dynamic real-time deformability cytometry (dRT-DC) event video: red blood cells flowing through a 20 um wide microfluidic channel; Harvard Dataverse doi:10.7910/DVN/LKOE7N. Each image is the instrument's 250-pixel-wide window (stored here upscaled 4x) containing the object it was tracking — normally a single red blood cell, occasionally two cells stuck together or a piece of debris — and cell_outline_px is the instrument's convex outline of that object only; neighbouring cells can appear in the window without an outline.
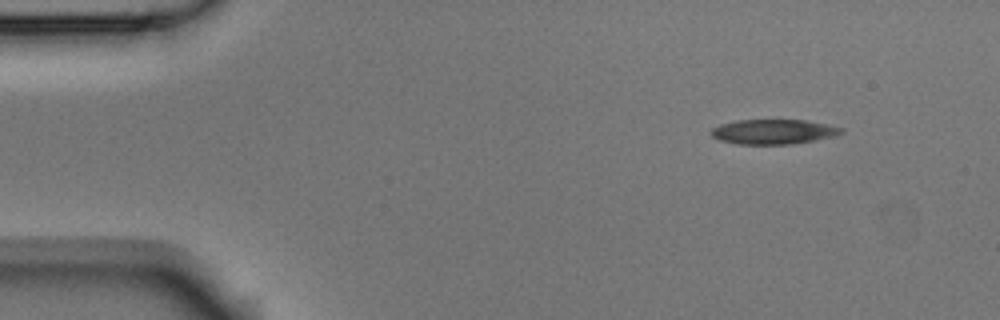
{"species": "Egyptian fruit bat (a non-hibernating species)", "species_latin": "Rousettus aegyptiacus", "temperature_condition": "room temperature", "stored_images_in_passage": 9, "camera_frame_rate_fps": 3000, "um_per_image_px": 0.085, "animal": {"sex": "male"}, "frame": {"image": 1, "passage_image": 1, "time_ms": 0.0, "image_size_px": [1000, 320], "cell_outline_px": [[844, 132], [836, 136], [792, 144], [736, 144], [720, 140], [712, 136], [712, 128], [720, 124], [736, 120], [804, 120], [844, 128]], "centroid_in_image_um": [65.75, 11.2], "position_along_channel_um": 19.3, "area_um2": 18.73}}
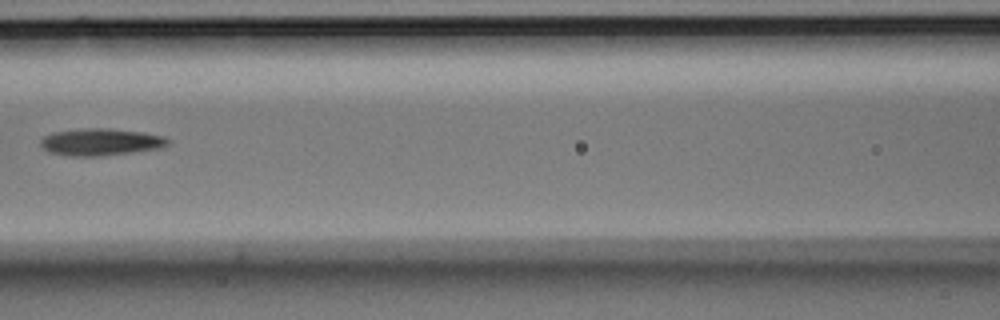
{"frame": {"image": 2, "passage_image": 6, "time_ms": 1.667, "image_size_px": [1000, 320], "cell_outline_px": [[172, 140], [168, 144], [160, 148], [100, 156], [72, 156], [48, 152], [40, 144], [40, 140], [44, 136], [52, 132], [84, 128], [108, 128], [144, 132], [164, 136]], "centroid_in_image_um": [8.56, 12.06], "position_along_channel_um": 158.0, "area_um2": 20.11}}
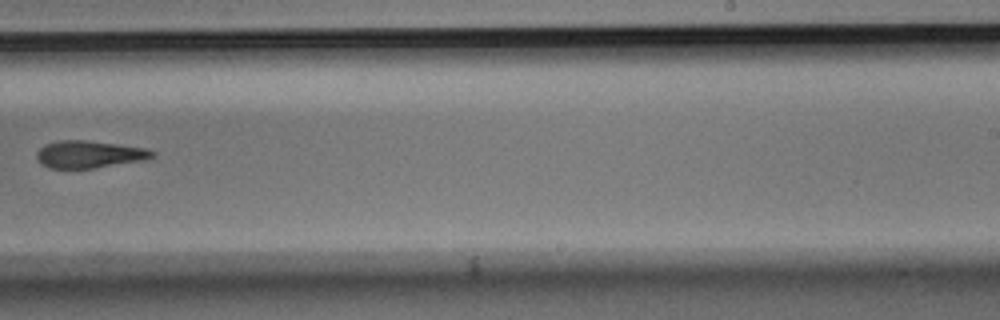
{"frame": {"image": 3, "passage_image": 9, "time_ms": 2.667, "image_size_px": [1000, 320], "cell_outline_px": [[156, 156], [148, 160], [92, 168], [48, 168], [36, 156], [36, 152], [44, 144], [60, 140], [84, 140], [116, 144], [144, 148], [156, 152]], "centroid_in_image_um": [7.63, 13.12], "position_along_channel_um": 281.4, "area_um2": 18.32}}